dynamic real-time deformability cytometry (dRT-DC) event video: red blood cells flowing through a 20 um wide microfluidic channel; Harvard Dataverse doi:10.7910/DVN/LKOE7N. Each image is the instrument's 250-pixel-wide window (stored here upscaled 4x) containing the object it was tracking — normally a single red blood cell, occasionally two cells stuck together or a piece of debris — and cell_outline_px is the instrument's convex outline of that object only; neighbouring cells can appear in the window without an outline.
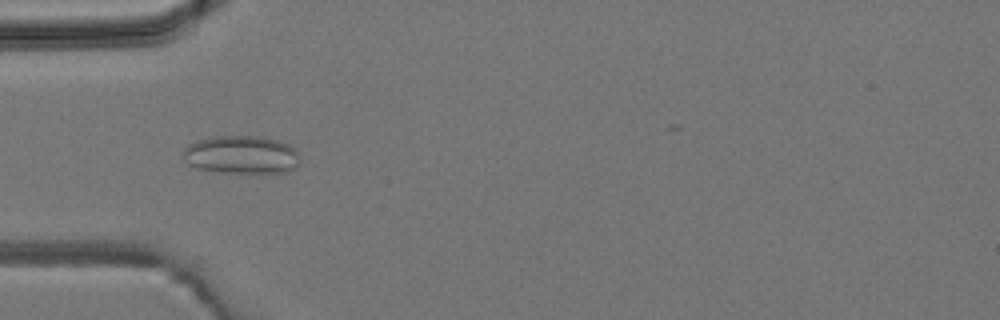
{"species": "common noctule bat (a hibernating species)", "species_latin": "Nyctalus noctula", "temperature_condition": "room temperature", "stored_images_in_passage": 6, "camera_frame_rate_fps": 3000, "um_per_image_px": 0.085, "animal": {"sex": "male", "body_mass_g": 19.2, "forearm_length_mm": 51.8}, "frame": {"image": 1, "passage_image": 5, "time_ms": 4.667, "image_size_px": [1000, 320], "cell_outline_px": [[300, 164], [296, 168], [288, 172], [220, 172], [196, 168], [188, 164], [184, 160], [184, 148], [188, 144], [196, 140], [216, 136], [260, 136], [276, 140], [288, 144], [296, 152], [300, 160]], "centroid_in_image_um": [20.51, 13.15], "position_along_channel_um": 64.5, "area_um2": 25.95}}